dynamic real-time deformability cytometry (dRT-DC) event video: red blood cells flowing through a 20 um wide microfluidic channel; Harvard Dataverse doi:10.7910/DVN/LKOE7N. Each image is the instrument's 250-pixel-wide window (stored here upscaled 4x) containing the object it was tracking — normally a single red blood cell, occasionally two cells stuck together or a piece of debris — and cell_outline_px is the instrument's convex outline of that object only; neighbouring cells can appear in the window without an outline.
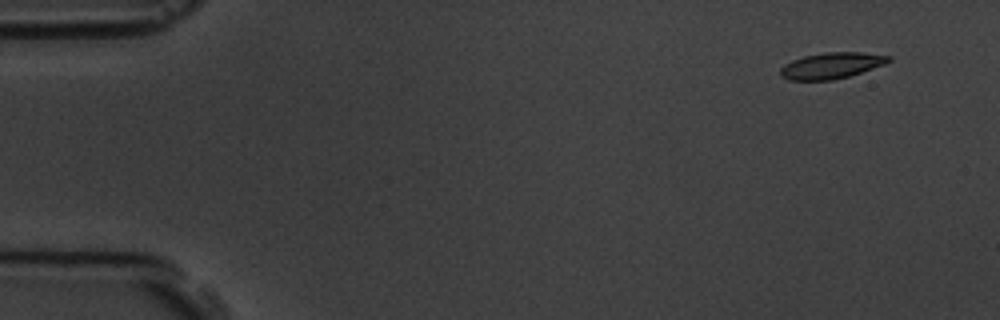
{"species": "common noctule bat (a hibernating species)", "species_latin": "Nyctalus noctula", "temperature_condition": "room temperature", "stored_images_in_passage": 4, "camera_frame_rate_fps": 3000, "um_per_image_px": 0.085, "animal": {"sex": "male", "body_mass_g": 19.5, "forearm_length_mm": 54.6}, "frame": {"image": 1, "passage_image": 1, "time_ms": 0.0, "image_size_px": [1000, 320], "cell_outline_px": [[892, 60], [884, 64], [848, 76], [832, 80], [788, 80], [780, 76], [780, 68], [784, 64], [792, 60], [804, 56], [828, 52], [860, 52], [892, 56]], "centroid_in_image_um": [70.65, 5.57], "position_along_channel_um": 14.4, "area_um2": 16.36}}
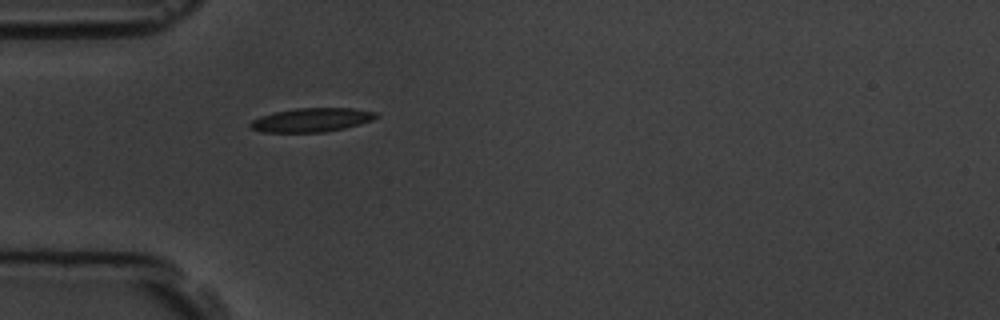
{"frame": {"image": 2, "passage_image": 4, "time_ms": 4.333, "image_size_px": [1000, 320], "cell_outline_px": [[380, 116], [372, 120], [360, 124], [344, 128], [324, 132], [264, 132], [252, 128], [248, 124], [252, 120], [260, 116], [276, 112], [296, 108], [352, 108], [376, 112]], "centroid_in_image_um": [26.51, 10.19], "position_along_channel_um": 58.5, "area_um2": 17.4}}